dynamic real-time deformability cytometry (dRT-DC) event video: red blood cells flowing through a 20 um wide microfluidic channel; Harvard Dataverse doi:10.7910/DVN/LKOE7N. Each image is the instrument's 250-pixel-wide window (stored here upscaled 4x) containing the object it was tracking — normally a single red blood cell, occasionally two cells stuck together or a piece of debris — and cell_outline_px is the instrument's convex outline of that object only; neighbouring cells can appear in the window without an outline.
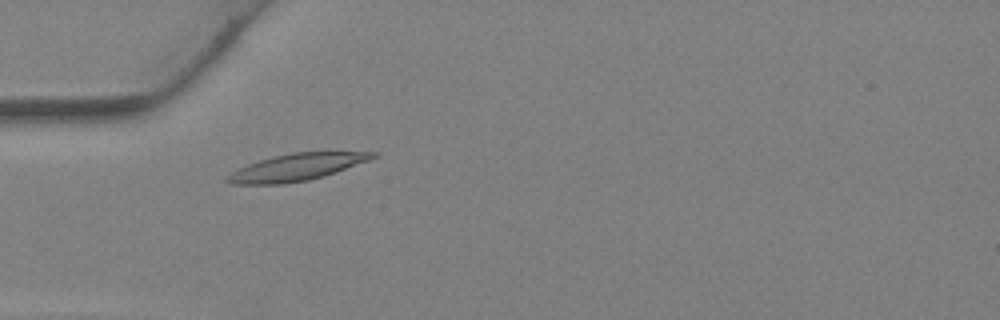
{"species": "Egyptian fruit bat (a non-hibernating species)", "species_latin": "Rousettus aegyptiacus", "temperature_condition": "warm", "stored_images_in_passage": 28, "camera_frame_rate_fps": 3000, "um_per_image_px": 0.085, "animal": {"sex": "female"}, "frame": {"image": 1, "passage_image": 1, "time_ms": 0.0, "image_size_px": [1000, 320], "cell_outline_px": [[380, 156], [336, 172], [324, 176], [308, 180], [284, 184], [232, 184], [224, 180], [232, 172], [248, 164], [260, 160], [292, 152], [328, 148], [332, 148], [380, 152]], "centroid_in_image_um": [25.43, 14.13], "position_along_channel_um": 59.6, "area_um2": 23.99}}
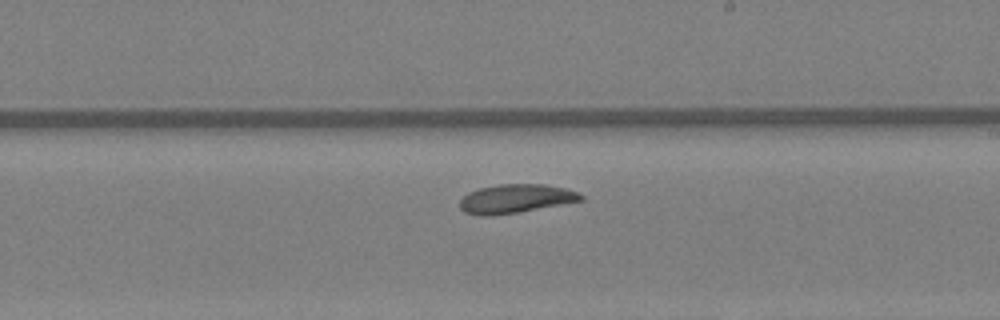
{"frame": {"image": 2, "passage_image": 12, "time_ms": 3.667, "image_size_px": [1000, 320], "cell_outline_px": [[584, 200], [516, 212], [492, 216], [480, 216], [464, 212], [460, 208], [460, 200], [468, 192], [480, 188], [500, 184], [544, 184], [564, 188], [580, 192], [584, 196]], "centroid_in_image_um": [43.82, 16.88], "position_along_channel_um": 245.2, "area_um2": 20.23}}
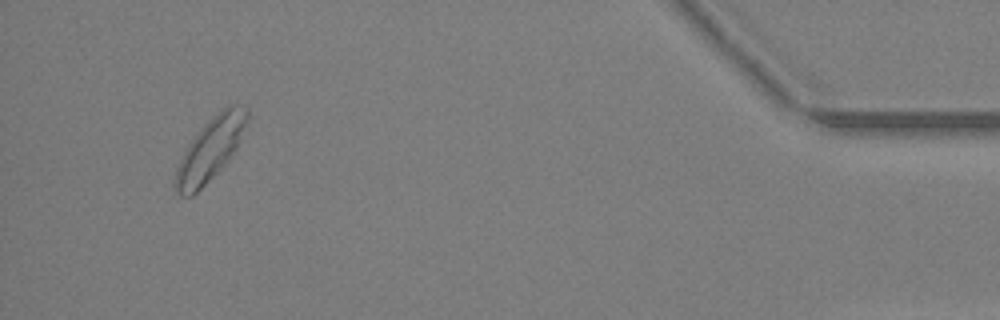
{"frame": {"image": 3, "passage_image": 26, "time_ms": 8.333, "image_size_px": [1000, 320], "cell_outline_px": [[248, 124], [232, 152], [220, 168], [192, 196], [180, 196], [176, 192], [172, 184], [176, 168], [188, 144], [200, 128], [212, 116], [228, 104], [232, 104], [248, 108]], "centroid_in_image_um": [17.83, 12.67], "position_along_channel_um": 417.4, "area_um2": 25.72}}